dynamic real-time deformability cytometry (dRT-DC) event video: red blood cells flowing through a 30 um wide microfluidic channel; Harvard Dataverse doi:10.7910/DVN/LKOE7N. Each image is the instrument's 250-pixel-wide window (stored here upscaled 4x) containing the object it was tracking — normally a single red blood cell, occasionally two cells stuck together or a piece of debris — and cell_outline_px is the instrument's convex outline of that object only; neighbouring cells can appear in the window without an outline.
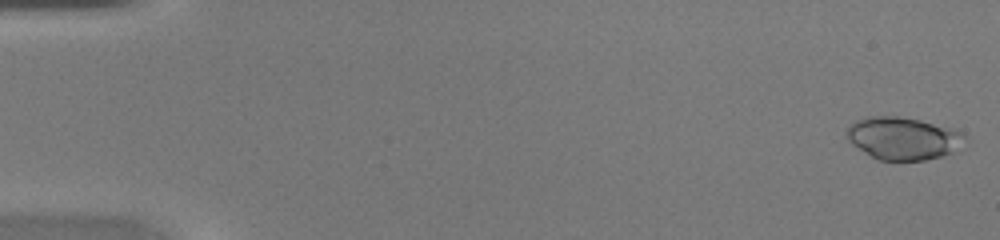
{"species": "common noctule bat (a hibernating species)", "species_latin": "Nyctalus noctula", "temperature_condition": "warm", "stored_images_in_passage": 45, "camera_frame_rate_fps": 3000, "um_per_image_px": 0.085, "animal": {"sex": "female", "body_mass_g": 20.0, "forearm_length_mm": 54.0}, "frame": {"image": 1, "passage_image": 1, "time_ms": 0.0, "image_size_px": [1000, 240], "cell_outline_px": [[964, 136], [952, 152], [940, 156], [924, 160], [880, 160], [872, 156], [852, 144], [848, 140], [848, 128], [856, 120], [868, 116], [896, 116], [920, 120], [952, 128], [964, 132]], "centroid_in_image_um": [76.73, 11.74], "position_along_channel_um": 8.3, "area_um2": 28.61}}
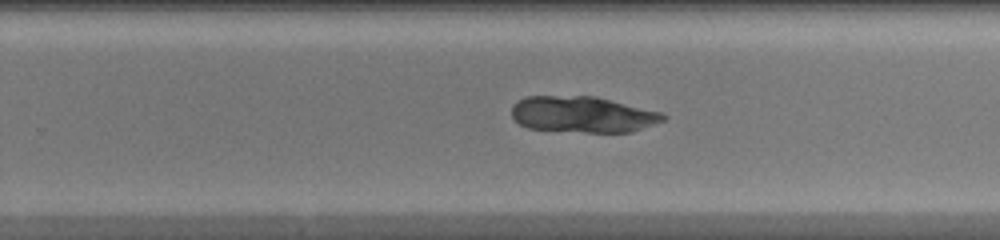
{"frame": {"image": 2, "passage_image": 29, "time_ms": 9.333, "image_size_px": [1000, 240], "cell_outline_px": [[668, 116], [664, 120], [632, 132], [584, 132], [528, 128], [520, 124], [512, 116], [512, 104], [516, 100], [524, 96], [596, 96], [664, 112]], "centroid_in_image_um": [49.55, 9.71], "position_along_channel_um": 280.3, "area_um2": 32.19}}
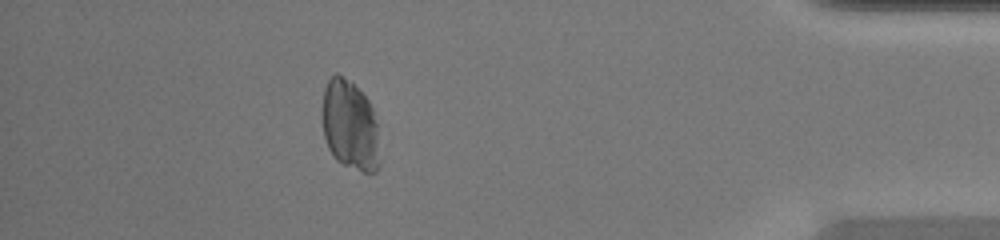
{"frame": {"image": 3, "passage_image": 40, "time_ms": 13.0, "image_size_px": [1000, 240], "cell_outline_px": [[380, 164], [376, 172], [364, 172], [344, 164], [336, 160], [328, 148], [324, 136], [320, 116], [320, 112], [324, 88], [328, 80], [336, 72], [352, 80], [368, 100], [372, 108], [376, 124], [380, 160]], "centroid_in_image_um": [29.71, 10.62], "position_along_channel_um": 405.5, "area_um2": 30.69}}